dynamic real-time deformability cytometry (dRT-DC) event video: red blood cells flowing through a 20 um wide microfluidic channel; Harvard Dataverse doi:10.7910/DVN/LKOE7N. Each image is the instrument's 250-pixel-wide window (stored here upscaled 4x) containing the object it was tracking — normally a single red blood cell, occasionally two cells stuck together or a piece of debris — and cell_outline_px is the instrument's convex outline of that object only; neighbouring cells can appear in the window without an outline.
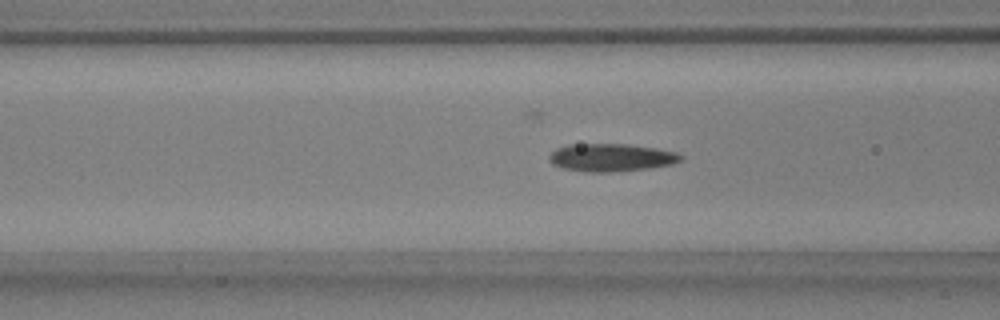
{"species": "common noctule bat (a hibernating species)", "species_latin": "Nyctalus noctula", "temperature_condition": "warm", "stored_images_in_passage": 42, "camera_frame_rate_fps": 3000, "um_per_image_px": 0.085, "animal": {"sex": "male", "body_mass_g": 17.9, "forearm_length_mm": 54.2}, "frame": {"image": 1, "passage_image": 9, "time_ms": 2.667, "image_size_px": [1000, 320], "cell_outline_px": [[684, 160], [672, 164], [652, 168], [612, 172], [592, 172], [564, 168], [552, 164], [548, 160], [548, 156], [556, 148], [568, 144], [624, 144], [656, 148], [676, 152], [684, 156]], "centroid_in_image_um": [51.98, 13.39], "position_along_channel_um": 114.6, "area_um2": 21.44}}
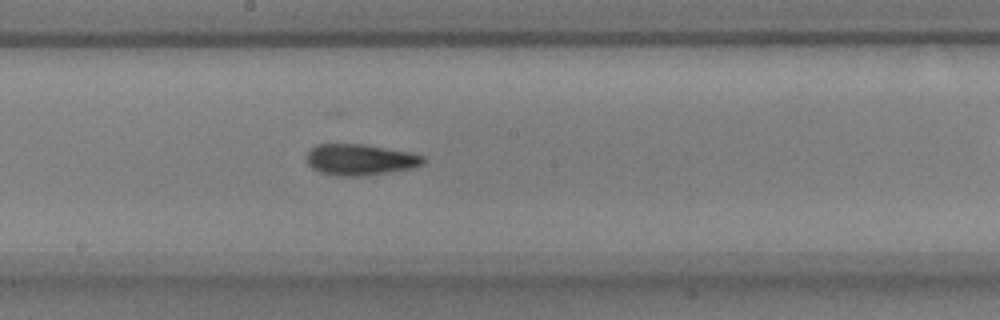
{"frame": {"image": 2, "passage_image": 17, "time_ms": 5.333, "image_size_px": [1000, 320], "cell_outline_px": [[424, 164], [412, 168], [364, 176], [336, 176], [320, 172], [312, 168], [308, 164], [308, 152], [316, 144], [360, 144], [408, 152], [424, 156]], "centroid_in_image_um": [30.6, 13.58], "position_along_channel_um": 217.6, "area_um2": 20.92}}
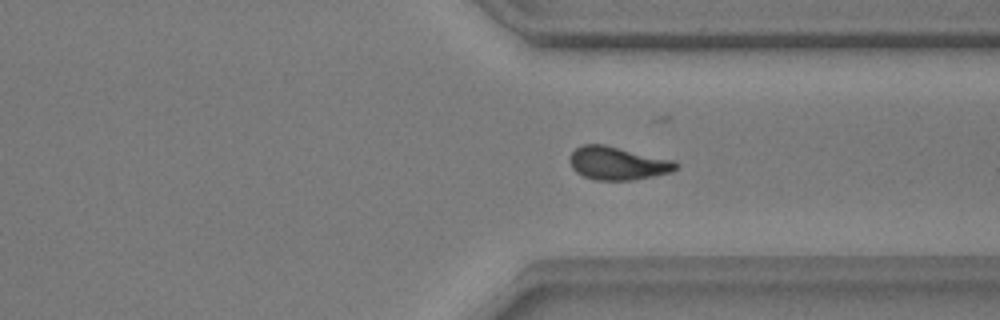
{"frame": {"image": 3, "passage_image": 28, "time_ms": 9.0, "image_size_px": [1000, 320], "cell_outline_px": [[680, 164], [672, 172], [632, 180], [596, 180], [584, 176], [576, 172], [572, 168], [568, 160], [568, 156], [580, 144], [604, 144], [672, 160]], "centroid_in_image_um": [52.45, 13.87], "position_along_channel_um": 358.9, "area_um2": 20.52}, "authors_computed_cell_mechanics": {"area_um2": 20.4901, "velocity_mm_per_s": 3.8554, "shape_relaxation_time_tau1_ms": 6.39, "shape_relaxation_time_tau2_ms": 2.3319, "deformation_change_tau1": 0.2021, "deformation_change_tau2": 0.0895}}